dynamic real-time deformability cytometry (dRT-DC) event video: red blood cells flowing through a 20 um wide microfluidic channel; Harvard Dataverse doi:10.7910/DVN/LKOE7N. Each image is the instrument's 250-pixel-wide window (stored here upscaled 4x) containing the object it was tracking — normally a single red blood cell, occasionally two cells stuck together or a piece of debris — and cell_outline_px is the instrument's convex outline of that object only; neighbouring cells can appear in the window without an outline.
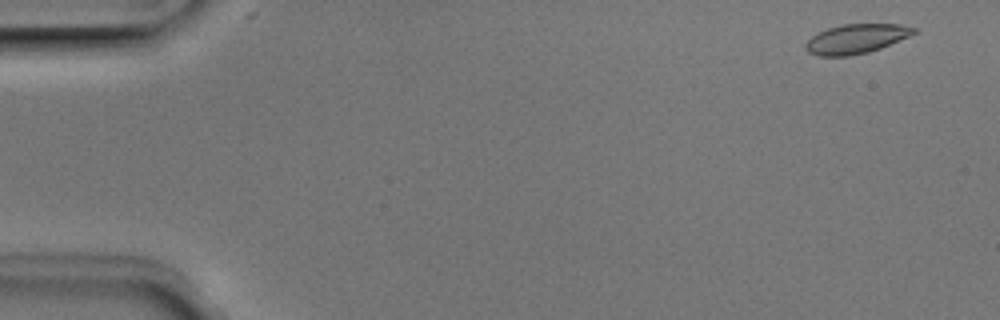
{"species": "Egyptian fruit bat (a non-hibernating species)", "species_latin": "Rousettus aegyptiacus", "temperature_condition": "room temperature", "stored_images_in_passage": 5, "camera_frame_rate_fps": 3000, "um_per_image_px": 0.085, "animal": {"sex": "male"}, "frame": {"image": 1, "passage_image": 1, "time_ms": 0.0, "image_size_px": [1000, 320], "cell_outline_px": [[920, 28], [916, 32], [908, 36], [880, 48], [868, 52], [848, 56], [820, 56], [808, 52], [804, 48], [804, 44], [812, 36], [828, 28], [844, 24], [900, 24]], "centroid_in_image_um": [72.77, 3.29], "position_along_channel_um": 12.2, "area_um2": 18.44}}
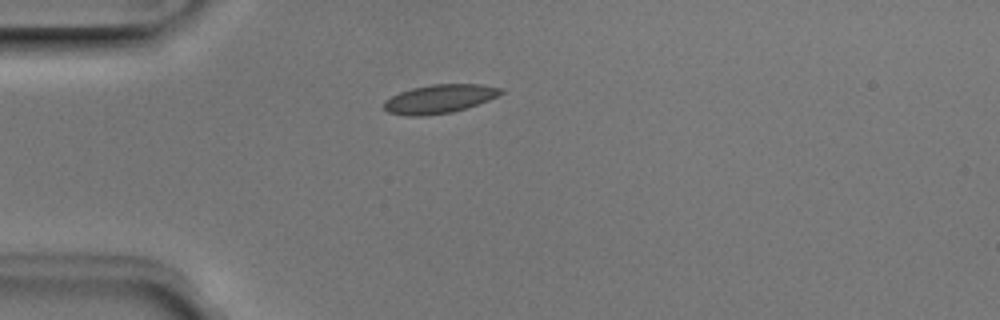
{"frame": {"image": 2, "passage_image": 4, "time_ms": 1.0, "image_size_px": [1000, 320], "cell_outline_px": [[504, 92], [488, 100], [452, 112], [424, 116], [408, 116], [388, 112], [384, 108], [384, 100], [400, 92], [412, 88], [432, 84], [480, 84], [504, 88]], "centroid_in_image_um": [37.34, 8.4], "position_along_channel_um": 47.7, "area_um2": 19.42}}